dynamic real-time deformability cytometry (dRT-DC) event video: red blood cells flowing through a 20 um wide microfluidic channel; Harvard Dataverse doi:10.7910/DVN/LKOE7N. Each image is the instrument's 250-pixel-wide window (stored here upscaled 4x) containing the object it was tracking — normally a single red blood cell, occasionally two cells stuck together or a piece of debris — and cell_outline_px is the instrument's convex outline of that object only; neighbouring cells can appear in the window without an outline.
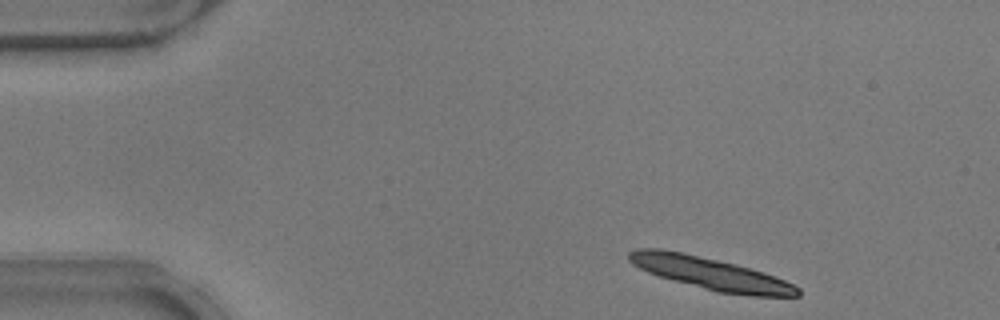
{"species": "common noctule bat (a hibernating species)", "species_latin": "Nyctalus noctula", "temperature_condition": "warm", "stored_images_in_passage": 38, "camera_frame_rate_fps": 3000, "um_per_image_px": 0.085, "animal": {"sex": "male", "body_mass_g": 17.9}, "frame": {"image": 1, "passage_image": 2, "time_ms": 0.333, "image_size_px": [1000, 320], "cell_outline_px": [[800, 296], [752, 296], [716, 292], [660, 276], [648, 272], [632, 264], [628, 260], [628, 252], [636, 248], [660, 248], [684, 252], [736, 264], [764, 272], [784, 280], [800, 288]], "centroid_in_image_um": [60.38, 23.23], "position_along_channel_um": 24.6, "area_um2": 31.67}}
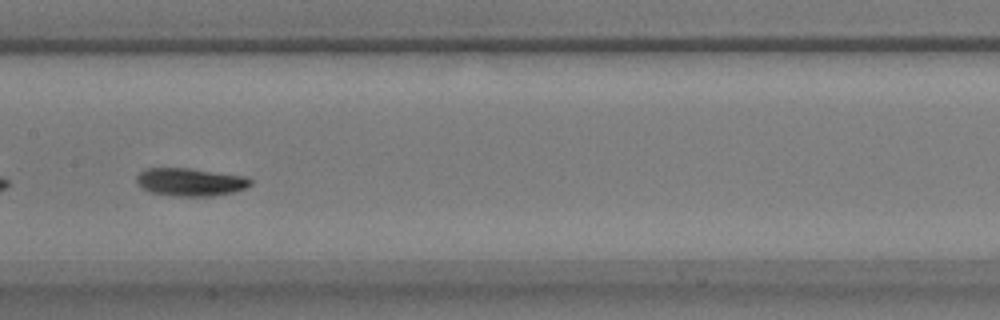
{"frame": {"image": 2, "passage_image": 22, "time_ms": 7.0, "image_size_px": [1000, 320], "cell_outline_px": [[252, 184], [248, 188], [232, 192], [208, 196], [172, 196], [148, 192], [136, 180], [136, 176], [140, 172], [148, 168], [188, 168], [248, 176], [252, 180]], "centroid_in_image_um": [16.22, 15.47], "position_along_channel_um": 191.2, "area_um2": 18.61}}
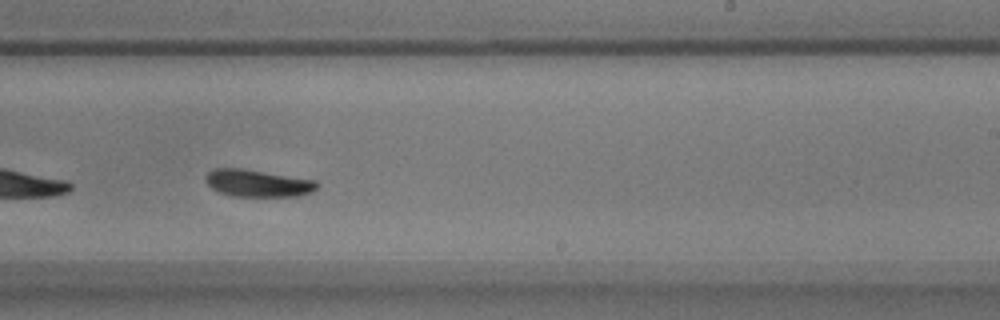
{"frame": {"image": 3, "passage_image": 28, "time_ms": 9.0, "image_size_px": [1000, 320], "cell_outline_px": [[316, 188], [312, 192], [296, 196], [232, 196], [220, 192], [212, 188], [204, 180], [204, 176], [212, 168], [240, 168], [316, 180]], "centroid_in_image_um": [21.85, 15.56], "position_along_channel_um": 267.1, "area_um2": 17.51}, "authors_computed_cell_mechanics": {"area_um2": 18.6116, "velocity_mm_per_s": 3.8038, "shape_relaxation_time_tau1_ms": 3.9292, "shape_relaxation_time_tau2_ms": null, "deformation_change_tau1": 0.1342, "deformation_change_tau2": null}}